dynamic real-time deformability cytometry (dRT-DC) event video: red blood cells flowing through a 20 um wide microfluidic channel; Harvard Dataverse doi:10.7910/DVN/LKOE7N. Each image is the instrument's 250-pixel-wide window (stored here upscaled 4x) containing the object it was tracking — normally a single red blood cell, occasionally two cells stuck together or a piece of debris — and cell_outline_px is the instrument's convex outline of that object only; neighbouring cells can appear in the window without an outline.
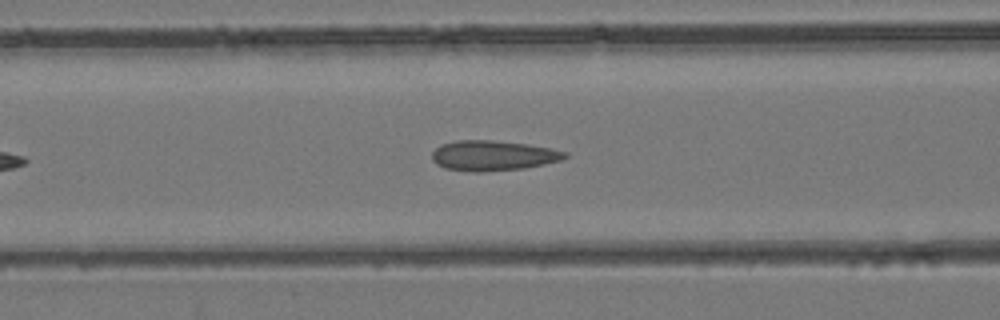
{"species": "common noctule bat (a hibernating species)", "species_latin": "Nyctalus noctula", "temperature_condition": "room temperature", "stored_images_in_passage": 33, "camera_frame_rate_fps": 3000, "um_per_image_px": 0.085, "animal": {"sex": "female", "body_mass_g": 24.6, "forearm_length_mm": 56.2}, "frame": {"image": 1, "passage_image": 9, "time_ms": 2.667, "image_size_px": [1000, 320], "cell_outline_px": [[568, 156], [560, 160], [544, 164], [524, 168], [480, 172], [472, 172], [444, 168], [436, 164], [432, 160], [432, 152], [440, 144], [456, 140], [492, 140], [528, 144], [568, 152]], "centroid_in_image_um": [41.87, 13.22], "position_along_channel_um": 124.7, "area_um2": 23.41}}
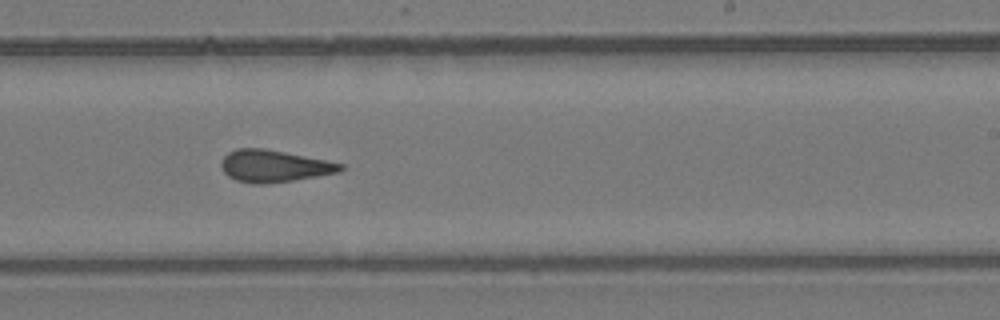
{"frame": {"image": 2, "passage_image": 18, "time_ms": 5.667, "image_size_px": [1000, 320], "cell_outline_px": [[344, 168], [336, 172], [316, 176], [268, 184], [252, 184], [236, 180], [228, 176], [224, 172], [220, 164], [220, 160], [228, 152], [236, 148], [264, 148], [344, 164]], "centroid_in_image_um": [23.22, 14.11], "position_along_channel_um": 265.8, "area_um2": 22.08}}
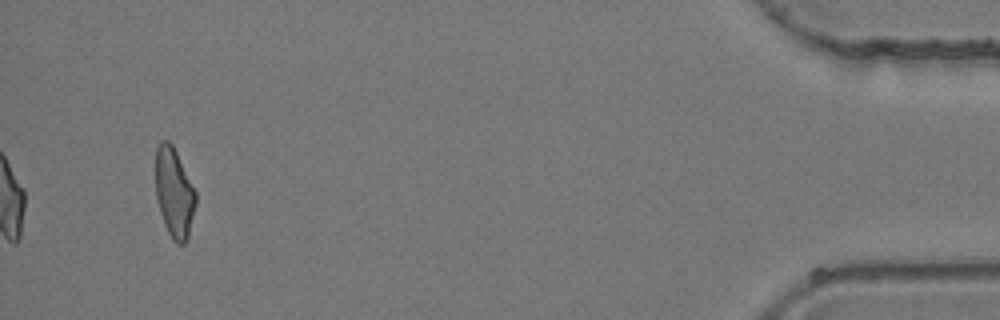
{"frame": {"image": 3, "passage_image": 33, "time_ms": 10.667, "image_size_px": [1000, 320], "cell_outline_px": [[196, 204], [188, 240], [184, 244], [176, 244], [172, 240], [164, 224], [160, 212], [156, 196], [156, 148], [160, 140], [168, 140], [172, 144], [196, 192]], "centroid_in_image_um": [14.81, 16.42], "position_along_channel_um": 420.4, "area_um2": 21.04}}